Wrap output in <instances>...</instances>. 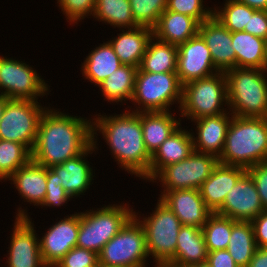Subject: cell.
<instances>
[{
  "instance_id": "cell-15",
  "label": "cell",
  "mask_w": 267,
  "mask_h": 267,
  "mask_svg": "<svg viewBox=\"0 0 267 267\" xmlns=\"http://www.w3.org/2000/svg\"><path fill=\"white\" fill-rule=\"evenodd\" d=\"M265 209L256 185L246 171L227 193L223 205L215 212L235 221H252Z\"/></svg>"
},
{
  "instance_id": "cell-30",
  "label": "cell",
  "mask_w": 267,
  "mask_h": 267,
  "mask_svg": "<svg viewBox=\"0 0 267 267\" xmlns=\"http://www.w3.org/2000/svg\"><path fill=\"white\" fill-rule=\"evenodd\" d=\"M177 55V46L158 40L153 36L148 42L138 69L149 73L176 72Z\"/></svg>"
},
{
  "instance_id": "cell-26",
  "label": "cell",
  "mask_w": 267,
  "mask_h": 267,
  "mask_svg": "<svg viewBox=\"0 0 267 267\" xmlns=\"http://www.w3.org/2000/svg\"><path fill=\"white\" fill-rule=\"evenodd\" d=\"M171 111L141 112V128L146 150L152 156L181 124Z\"/></svg>"
},
{
  "instance_id": "cell-50",
  "label": "cell",
  "mask_w": 267,
  "mask_h": 267,
  "mask_svg": "<svg viewBox=\"0 0 267 267\" xmlns=\"http://www.w3.org/2000/svg\"><path fill=\"white\" fill-rule=\"evenodd\" d=\"M194 266L195 267H211L207 261L204 263L196 264Z\"/></svg>"
},
{
  "instance_id": "cell-28",
  "label": "cell",
  "mask_w": 267,
  "mask_h": 267,
  "mask_svg": "<svg viewBox=\"0 0 267 267\" xmlns=\"http://www.w3.org/2000/svg\"><path fill=\"white\" fill-rule=\"evenodd\" d=\"M208 250L201 228L182 225L177 236L175 258L172 262L196 265L207 261Z\"/></svg>"
},
{
  "instance_id": "cell-18",
  "label": "cell",
  "mask_w": 267,
  "mask_h": 267,
  "mask_svg": "<svg viewBox=\"0 0 267 267\" xmlns=\"http://www.w3.org/2000/svg\"><path fill=\"white\" fill-rule=\"evenodd\" d=\"M198 34L211 52L214 66L225 72L236 67V54L232 46V32L216 17L199 24Z\"/></svg>"
},
{
  "instance_id": "cell-38",
  "label": "cell",
  "mask_w": 267,
  "mask_h": 267,
  "mask_svg": "<svg viewBox=\"0 0 267 267\" xmlns=\"http://www.w3.org/2000/svg\"><path fill=\"white\" fill-rule=\"evenodd\" d=\"M203 0H167L166 10L195 18L199 23L213 16V9L204 8Z\"/></svg>"
},
{
  "instance_id": "cell-3",
  "label": "cell",
  "mask_w": 267,
  "mask_h": 267,
  "mask_svg": "<svg viewBox=\"0 0 267 267\" xmlns=\"http://www.w3.org/2000/svg\"><path fill=\"white\" fill-rule=\"evenodd\" d=\"M218 159L246 169L267 161V118L232 115Z\"/></svg>"
},
{
  "instance_id": "cell-6",
  "label": "cell",
  "mask_w": 267,
  "mask_h": 267,
  "mask_svg": "<svg viewBox=\"0 0 267 267\" xmlns=\"http://www.w3.org/2000/svg\"><path fill=\"white\" fill-rule=\"evenodd\" d=\"M223 102L228 104L227 80L224 72L190 81L183 85L182 102L179 105L181 117L195 120L227 113L228 111L222 108Z\"/></svg>"
},
{
  "instance_id": "cell-1",
  "label": "cell",
  "mask_w": 267,
  "mask_h": 267,
  "mask_svg": "<svg viewBox=\"0 0 267 267\" xmlns=\"http://www.w3.org/2000/svg\"><path fill=\"white\" fill-rule=\"evenodd\" d=\"M46 108L41 115L31 160L50 168L80 155L92 143V122Z\"/></svg>"
},
{
  "instance_id": "cell-45",
  "label": "cell",
  "mask_w": 267,
  "mask_h": 267,
  "mask_svg": "<svg viewBox=\"0 0 267 267\" xmlns=\"http://www.w3.org/2000/svg\"><path fill=\"white\" fill-rule=\"evenodd\" d=\"M207 262L211 267H239L227 249L208 252Z\"/></svg>"
},
{
  "instance_id": "cell-33",
  "label": "cell",
  "mask_w": 267,
  "mask_h": 267,
  "mask_svg": "<svg viewBox=\"0 0 267 267\" xmlns=\"http://www.w3.org/2000/svg\"><path fill=\"white\" fill-rule=\"evenodd\" d=\"M94 18L109 23L115 28H134V21L129 0H96Z\"/></svg>"
},
{
  "instance_id": "cell-23",
  "label": "cell",
  "mask_w": 267,
  "mask_h": 267,
  "mask_svg": "<svg viewBox=\"0 0 267 267\" xmlns=\"http://www.w3.org/2000/svg\"><path fill=\"white\" fill-rule=\"evenodd\" d=\"M199 24L193 17L165 10L152 28L153 36L163 42L179 46L198 34Z\"/></svg>"
},
{
  "instance_id": "cell-8",
  "label": "cell",
  "mask_w": 267,
  "mask_h": 267,
  "mask_svg": "<svg viewBox=\"0 0 267 267\" xmlns=\"http://www.w3.org/2000/svg\"><path fill=\"white\" fill-rule=\"evenodd\" d=\"M135 211L133 216L107 242L98 254V265L105 267H145L149 256L146 248L145 232L137 220Z\"/></svg>"
},
{
  "instance_id": "cell-48",
  "label": "cell",
  "mask_w": 267,
  "mask_h": 267,
  "mask_svg": "<svg viewBox=\"0 0 267 267\" xmlns=\"http://www.w3.org/2000/svg\"><path fill=\"white\" fill-rule=\"evenodd\" d=\"M155 267H195L194 265H185V264H180V263H175V262H166L164 264H160Z\"/></svg>"
},
{
  "instance_id": "cell-25",
  "label": "cell",
  "mask_w": 267,
  "mask_h": 267,
  "mask_svg": "<svg viewBox=\"0 0 267 267\" xmlns=\"http://www.w3.org/2000/svg\"><path fill=\"white\" fill-rule=\"evenodd\" d=\"M15 184V188L21 198L27 202L40 206L46 196V167L30 160L20 167L9 178Z\"/></svg>"
},
{
  "instance_id": "cell-5",
  "label": "cell",
  "mask_w": 267,
  "mask_h": 267,
  "mask_svg": "<svg viewBox=\"0 0 267 267\" xmlns=\"http://www.w3.org/2000/svg\"><path fill=\"white\" fill-rule=\"evenodd\" d=\"M90 211V212H89ZM80 213V227L76 247L88 249L99 254L133 216V210L125 204L108 205L97 211Z\"/></svg>"
},
{
  "instance_id": "cell-27",
  "label": "cell",
  "mask_w": 267,
  "mask_h": 267,
  "mask_svg": "<svg viewBox=\"0 0 267 267\" xmlns=\"http://www.w3.org/2000/svg\"><path fill=\"white\" fill-rule=\"evenodd\" d=\"M237 68H267V40L244 31L232 32Z\"/></svg>"
},
{
  "instance_id": "cell-39",
  "label": "cell",
  "mask_w": 267,
  "mask_h": 267,
  "mask_svg": "<svg viewBox=\"0 0 267 267\" xmlns=\"http://www.w3.org/2000/svg\"><path fill=\"white\" fill-rule=\"evenodd\" d=\"M98 254L79 247L69 250L54 267H98Z\"/></svg>"
},
{
  "instance_id": "cell-34",
  "label": "cell",
  "mask_w": 267,
  "mask_h": 267,
  "mask_svg": "<svg viewBox=\"0 0 267 267\" xmlns=\"http://www.w3.org/2000/svg\"><path fill=\"white\" fill-rule=\"evenodd\" d=\"M31 160V152L21 143L0 139V180L8 179Z\"/></svg>"
},
{
  "instance_id": "cell-41",
  "label": "cell",
  "mask_w": 267,
  "mask_h": 267,
  "mask_svg": "<svg viewBox=\"0 0 267 267\" xmlns=\"http://www.w3.org/2000/svg\"><path fill=\"white\" fill-rule=\"evenodd\" d=\"M70 23H76L94 14L96 0H57Z\"/></svg>"
},
{
  "instance_id": "cell-29",
  "label": "cell",
  "mask_w": 267,
  "mask_h": 267,
  "mask_svg": "<svg viewBox=\"0 0 267 267\" xmlns=\"http://www.w3.org/2000/svg\"><path fill=\"white\" fill-rule=\"evenodd\" d=\"M86 57L82 64V74L96 86L123 65L109 42L94 48Z\"/></svg>"
},
{
  "instance_id": "cell-19",
  "label": "cell",
  "mask_w": 267,
  "mask_h": 267,
  "mask_svg": "<svg viewBox=\"0 0 267 267\" xmlns=\"http://www.w3.org/2000/svg\"><path fill=\"white\" fill-rule=\"evenodd\" d=\"M96 144L91 143L80 155L70 158L60 165L50 167L58 175V181L71 198L83 195L82 193L91 185L94 177L93 170L85 156L98 149Z\"/></svg>"
},
{
  "instance_id": "cell-40",
  "label": "cell",
  "mask_w": 267,
  "mask_h": 267,
  "mask_svg": "<svg viewBox=\"0 0 267 267\" xmlns=\"http://www.w3.org/2000/svg\"><path fill=\"white\" fill-rule=\"evenodd\" d=\"M46 196L41 206H63L72 199L58 181V175L51 169L46 168Z\"/></svg>"
},
{
  "instance_id": "cell-2",
  "label": "cell",
  "mask_w": 267,
  "mask_h": 267,
  "mask_svg": "<svg viewBox=\"0 0 267 267\" xmlns=\"http://www.w3.org/2000/svg\"><path fill=\"white\" fill-rule=\"evenodd\" d=\"M130 111L114 116L98 115L94 118L92 143L97 142L96 134L100 131L118 165L120 164L128 173L149 181L151 155L144 145L141 112Z\"/></svg>"
},
{
  "instance_id": "cell-13",
  "label": "cell",
  "mask_w": 267,
  "mask_h": 267,
  "mask_svg": "<svg viewBox=\"0 0 267 267\" xmlns=\"http://www.w3.org/2000/svg\"><path fill=\"white\" fill-rule=\"evenodd\" d=\"M18 209L11 234L8 267H47L41 258L40 244L34 224L26 210Z\"/></svg>"
},
{
  "instance_id": "cell-12",
  "label": "cell",
  "mask_w": 267,
  "mask_h": 267,
  "mask_svg": "<svg viewBox=\"0 0 267 267\" xmlns=\"http://www.w3.org/2000/svg\"><path fill=\"white\" fill-rule=\"evenodd\" d=\"M1 95L8 99L35 100L49 91L36 70L22 61L0 57Z\"/></svg>"
},
{
  "instance_id": "cell-36",
  "label": "cell",
  "mask_w": 267,
  "mask_h": 267,
  "mask_svg": "<svg viewBox=\"0 0 267 267\" xmlns=\"http://www.w3.org/2000/svg\"><path fill=\"white\" fill-rule=\"evenodd\" d=\"M216 17L231 32L244 31L249 22V6L237 0H226L224 7L214 9Z\"/></svg>"
},
{
  "instance_id": "cell-31",
  "label": "cell",
  "mask_w": 267,
  "mask_h": 267,
  "mask_svg": "<svg viewBox=\"0 0 267 267\" xmlns=\"http://www.w3.org/2000/svg\"><path fill=\"white\" fill-rule=\"evenodd\" d=\"M256 249L252 223L250 221H235L232 219V232L227 250L234 262L239 267H247Z\"/></svg>"
},
{
  "instance_id": "cell-4",
  "label": "cell",
  "mask_w": 267,
  "mask_h": 267,
  "mask_svg": "<svg viewBox=\"0 0 267 267\" xmlns=\"http://www.w3.org/2000/svg\"><path fill=\"white\" fill-rule=\"evenodd\" d=\"M227 80V108L234 116L267 118L266 69L232 68ZM230 106V107H229Z\"/></svg>"
},
{
  "instance_id": "cell-10",
  "label": "cell",
  "mask_w": 267,
  "mask_h": 267,
  "mask_svg": "<svg viewBox=\"0 0 267 267\" xmlns=\"http://www.w3.org/2000/svg\"><path fill=\"white\" fill-rule=\"evenodd\" d=\"M44 111L45 107L40 106L38 101L7 98L0 119V139L21 143L31 152Z\"/></svg>"
},
{
  "instance_id": "cell-47",
  "label": "cell",
  "mask_w": 267,
  "mask_h": 267,
  "mask_svg": "<svg viewBox=\"0 0 267 267\" xmlns=\"http://www.w3.org/2000/svg\"><path fill=\"white\" fill-rule=\"evenodd\" d=\"M255 10L267 11V0H237Z\"/></svg>"
},
{
  "instance_id": "cell-49",
  "label": "cell",
  "mask_w": 267,
  "mask_h": 267,
  "mask_svg": "<svg viewBox=\"0 0 267 267\" xmlns=\"http://www.w3.org/2000/svg\"><path fill=\"white\" fill-rule=\"evenodd\" d=\"M6 104H7V97L0 94V119L3 115Z\"/></svg>"
},
{
  "instance_id": "cell-21",
  "label": "cell",
  "mask_w": 267,
  "mask_h": 267,
  "mask_svg": "<svg viewBox=\"0 0 267 267\" xmlns=\"http://www.w3.org/2000/svg\"><path fill=\"white\" fill-rule=\"evenodd\" d=\"M205 116L192 121L197 123V137L192 135L194 151L219 157L223 151L225 138L232 113ZM231 115V117H230ZM197 138V139H196Z\"/></svg>"
},
{
  "instance_id": "cell-35",
  "label": "cell",
  "mask_w": 267,
  "mask_h": 267,
  "mask_svg": "<svg viewBox=\"0 0 267 267\" xmlns=\"http://www.w3.org/2000/svg\"><path fill=\"white\" fill-rule=\"evenodd\" d=\"M202 231L208 252L227 249L232 232V219L212 213Z\"/></svg>"
},
{
  "instance_id": "cell-7",
  "label": "cell",
  "mask_w": 267,
  "mask_h": 267,
  "mask_svg": "<svg viewBox=\"0 0 267 267\" xmlns=\"http://www.w3.org/2000/svg\"><path fill=\"white\" fill-rule=\"evenodd\" d=\"M182 91L183 85L176 72L149 73L138 69L131 100L138 107L133 112L169 111L174 102L181 105Z\"/></svg>"
},
{
  "instance_id": "cell-17",
  "label": "cell",
  "mask_w": 267,
  "mask_h": 267,
  "mask_svg": "<svg viewBox=\"0 0 267 267\" xmlns=\"http://www.w3.org/2000/svg\"><path fill=\"white\" fill-rule=\"evenodd\" d=\"M159 199L172 210L182 225L202 229L213 213L205 205L199 189L163 191Z\"/></svg>"
},
{
  "instance_id": "cell-11",
  "label": "cell",
  "mask_w": 267,
  "mask_h": 267,
  "mask_svg": "<svg viewBox=\"0 0 267 267\" xmlns=\"http://www.w3.org/2000/svg\"><path fill=\"white\" fill-rule=\"evenodd\" d=\"M218 163L212 154L193 151L186 159L162 168L151 181H161L163 191L199 189Z\"/></svg>"
},
{
  "instance_id": "cell-22",
  "label": "cell",
  "mask_w": 267,
  "mask_h": 267,
  "mask_svg": "<svg viewBox=\"0 0 267 267\" xmlns=\"http://www.w3.org/2000/svg\"><path fill=\"white\" fill-rule=\"evenodd\" d=\"M192 134L179 127L160 145L151 156L150 181L162 168L186 159L194 151Z\"/></svg>"
},
{
  "instance_id": "cell-9",
  "label": "cell",
  "mask_w": 267,
  "mask_h": 267,
  "mask_svg": "<svg viewBox=\"0 0 267 267\" xmlns=\"http://www.w3.org/2000/svg\"><path fill=\"white\" fill-rule=\"evenodd\" d=\"M145 232L148 255L157 264L172 262L175 258L177 236L179 235L180 220L161 200H158L155 211L151 216L137 219Z\"/></svg>"
},
{
  "instance_id": "cell-43",
  "label": "cell",
  "mask_w": 267,
  "mask_h": 267,
  "mask_svg": "<svg viewBox=\"0 0 267 267\" xmlns=\"http://www.w3.org/2000/svg\"><path fill=\"white\" fill-rule=\"evenodd\" d=\"M244 32L267 40V11L255 10L249 7L248 27Z\"/></svg>"
},
{
  "instance_id": "cell-32",
  "label": "cell",
  "mask_w": 267,
  "mask_h": 267,
  "mask_svg": "<svg viewBox=\"0 0 267 267\" xmlns=\"http://www.w3.org/2000/svg\"><path fill=\"white\" fill-rule=\"evenodd\" d=\"M137 70V67L123 64L102 81L98 87L105 99L116 103L132 100Z\"/></svg>"
},
{
  "instance_id": "cell-14",
  "label": "cell",
  "mask_w": 267,
  "mask_h": 267,
  "mask_svg": "<svg viewBox=\"0 0 267 267\" xmlns=\"http://www.w3.org/2000/svg\"><path fill=\"white\" fill-rule=\"evenodd\" d=\"M177 49L176 73L182 85L220 72L214 66L211 52L199 34L177 46Z\"/></svg>"
},
{
  "instance_id": "cell-42",
  "label": "cell",
  "mask_w": 267,
  "mask_h": 267,
  "mask_svg": "<svg viewBox=\"0 0 267 267\" xmlns=\"http://www.w3.org/2000/svg\"><path fill=\"white\" fill-rule=\"evenodd\" d=\"M247 172L256 185L264 209L267 210V161L247 168Z\"/></svg>"
},
{
  "instance_id": "cell-20",
  "label": "cell",
  "mask_w": 267,
  "mask_h": 267,
  "mask_svg": "<svg viewBox=\"0 0 267 267\" xmlns=\"http://www.w3.org/2000/svg\"><path fill=\"white\" fill-rule=\"evenodd\" d=\"M246 171L247 169L241 166L217 164L199 188L205 205L213 213L223 205L227 193Z\"/></svg>"
},
{
  "instance_id": "cell-44",
  "label": "cell",
  "mask_w": 267,
  "mask_h": 267,
  "mask_svg": "<svg viewBox=\"0 0 267 267\" xmlns=\"http://www.w3.org/2000/svg\"><path fill=\"white\" fill-rule=\"evenodd\" d=\"M251 223L254 230L256 246L267 248V210L261 212Z\"/></svg>"
},
{
  "instance_id": "cell-16",
  "label": "cell",
  "mask_w": 267,
  "mask_h": 267,
  "mask_svg": "<svg viewBox=\"0 0 267 267\" xmlns=\"http://www.w3.org/2000/svg\"><path fill=\"white\" fill-rule=\"evenodd\" d=\"M80 227V213L64 217L51 226L39 239L40 253L47 267L55 264L73 247H76Z\"/></svg>"
},
{
  "instance_id": "cell-46",
  "label": "cell",
  "mask_w": 267,
  "mask_h": 267,
  "mask_svg": "<svg viewBox=\"0 0 267 267\" xmlns=\"http://www.w3.org/2000/svg\"><path fill=\"white\" fill-rule=\"evenodd\" d=\"M247 267H267V248L257 247Z\"/></svg>"
},
{
  "instance_id": "cell-24",
  "label": "cell",
  "mask_w": 267,
  "mask_h": 267,
  "mask_svg": "<svg viewBox=\"0 0 267 267\" xmlns=\"http://www.w3.org/2000/svg\"><path fill=\"white\" fill-rule=\"evenodd\" d=\"M153 37V30L145 26H137L122 29L118 37L108 41L124 65L139 68L142 58L146 52L148 42Z\"/></svg>"
},
{
  "instance_id": "cell-37",
  "label": "cell",
  "mask_w": 267,
  "mask_h": 267,
  "mask_svg": "<svg viewBox=\"0 0 267 267\" xmlns=\"http://www.w3.org/2000/svg\"><path fill=\"white\" fill-rule=\"evenodd\" d=\"M134 21L138 26L153 28L167 8V0H129Z\"/></svg>"
}]
</instances>
